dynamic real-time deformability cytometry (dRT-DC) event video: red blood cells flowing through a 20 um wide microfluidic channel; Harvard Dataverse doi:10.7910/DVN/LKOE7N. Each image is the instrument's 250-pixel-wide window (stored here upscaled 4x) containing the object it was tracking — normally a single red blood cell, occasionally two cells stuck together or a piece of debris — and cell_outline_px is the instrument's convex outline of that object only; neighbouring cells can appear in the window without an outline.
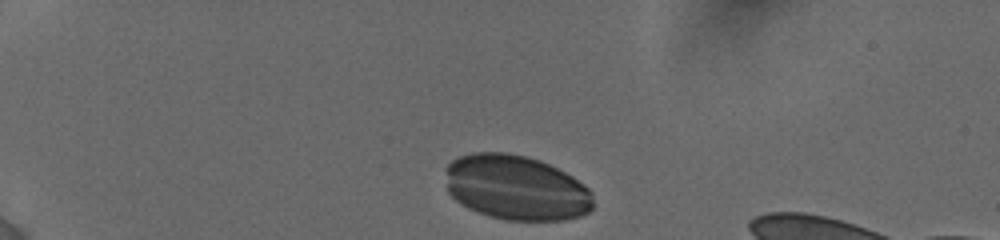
{"species": "human", "species_latin": "Homo sapiens", "temperature_condition": "cold", "stored_images_in_passage": 11, "camera_frame_rate_fps": 3000, "um_per_image_px": 0.085, "donor": {"sex": "female"}, "frame": {"image": 1, "passage_image": 1, "time_ms": 0.0, "image_size_px": [1000, 240], "cell_outline_px": [[592, 208], [588, 212], [580, 216], [564, 220], [504, 220], [488, 216], [476, 212], [460, 204], [448, 192], [444, 168], [452, 160], [460, 156], [472, 152], [504, 152], [524, 156], [540, 160], [572, 176], [584, 184], [592, 192]], "centroid_in_image_um": [43.84, 15.95], "position_along_channel_um": 41.2, "area_um2": 56.24}}
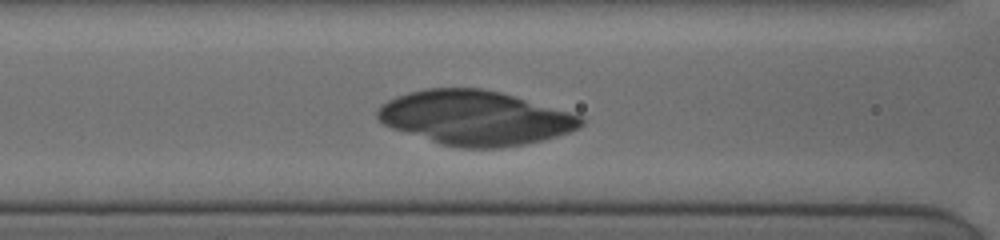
{"frame": {"image": 2, "passage_image": 7, "time_ms": 4.0, "image_size_px": [1000, 240], "cell_outline_px": [[584, 124], [580, 128], [556, 136], [524, 144], [500, 148], [460, 148], [440, 144], [392, 128], [384, 124], [376, 116], [376, 112], [388, 100], [396, 96], [428, 88], [480, 88], [500, 92], [584, 116]], "centroid_in_image_um": [40.41, 10.02], "position_along_channel_um": 126.2, "area_um2": 64.16}}
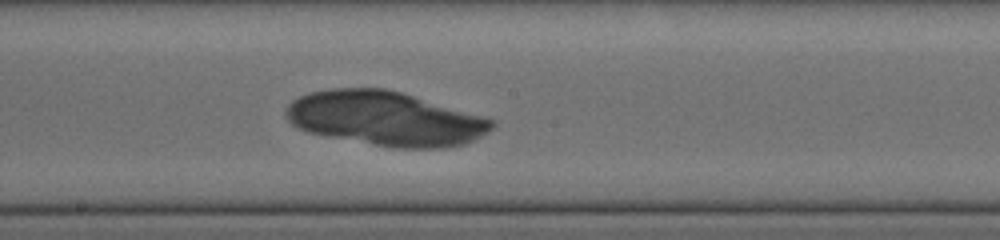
{"frame": {"image": 3, "passage_image": 11, "time_ms": 6.333, "image_size_px": [1000, 240], "cell_outline_px": [[496, 124], [492, 128], [480, 136], [464, 144], [444, 148], [396, 148], [308, 132], [296, 128], [284, 116], [284, 112], [288, 104], [292, 100], [300, 96], [312, 92], [332, 88], [384, 88], [400, 92], [496, 120]], "centroid_in_image_um": [32.72, 10.07], "position_along_channel_um": 215.5, "area_um2": 64.68}}